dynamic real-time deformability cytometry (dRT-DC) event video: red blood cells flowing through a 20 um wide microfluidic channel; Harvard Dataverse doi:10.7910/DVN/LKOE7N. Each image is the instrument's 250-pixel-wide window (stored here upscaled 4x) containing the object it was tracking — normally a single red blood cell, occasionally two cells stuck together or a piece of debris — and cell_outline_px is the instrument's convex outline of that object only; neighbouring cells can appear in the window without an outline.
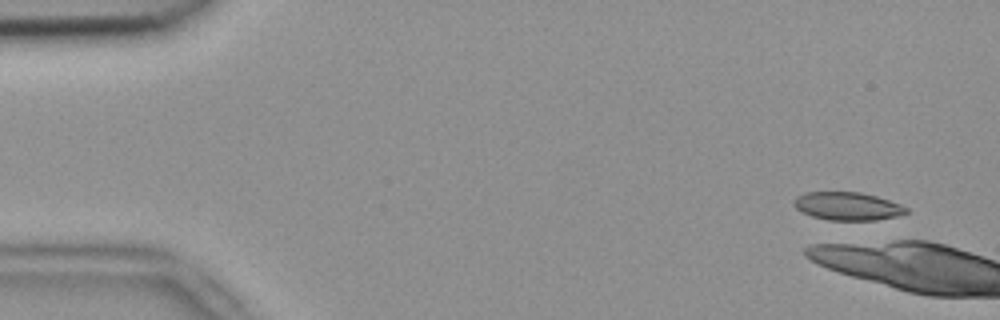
{"species": "common noctule bat (a hibernating species)", "species_latin": "Nyctalus noctula", "temperature_condition": "room temperature", "stored_images_in_passage": 5, "camera_frame_rate_fps": 3000, "um_per_image_px": 0.085, "animal": {"sex": "female", "body_mass_g": 18.4}, "frame": {"image": 1, "passage_image": 1, "time_ms": 0.0, "image_size_px": [1000, 320], "cell_outline_px": [[908, 212], [896, 216], [876, 220], [828, 220], [812, 216], [796, 208], [792, 204], [792, 200], [796, 196], [804, 192], [860, 192], [876, 196], [900, 204], [908, 208]], "centroid_in_image_um": [72.0, 17.52], "position_along_channel_um": 13.0, "area_um2": 18.38}}